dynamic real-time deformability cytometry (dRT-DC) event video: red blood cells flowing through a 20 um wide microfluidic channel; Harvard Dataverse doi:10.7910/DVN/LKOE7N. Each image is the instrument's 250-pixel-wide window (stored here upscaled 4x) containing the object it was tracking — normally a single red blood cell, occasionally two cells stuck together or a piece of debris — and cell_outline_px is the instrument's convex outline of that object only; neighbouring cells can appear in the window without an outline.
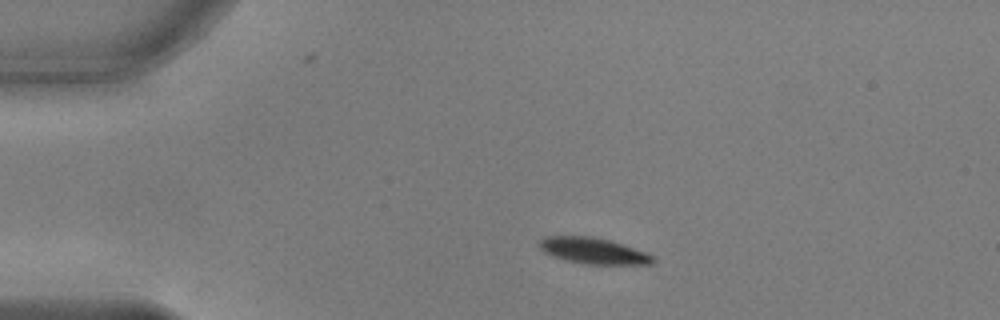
{"species": "common noctule bat (a hibernating species)", "species_latin": "Nyctalus noctula", "temperature_condition": "warm", "stored_images_in_passage": 43, "camera_frame_rate_fps": 3000, "um_per_image_px": 0.085, "animal": {"sex": "male", "body_mass_g": 17.9, "forearm_length_mm": 54.2}, "frame": {"image": 1, "passage_image": 1, "time_ms": 0.0, "image_size_px": [1000, 320], "cell_outline_px": [[656, 260], [652, 264], [584, 264], [552, 256], [544, 252], [540, 248], [540, 240], [544, 236], [592, 236], [608, 240], [644, 252], [652, 256]], "centroid_in_image_um": [50.4, 21.32], "position_along_channel_um": 34.6, "area_um2": 16.94}}
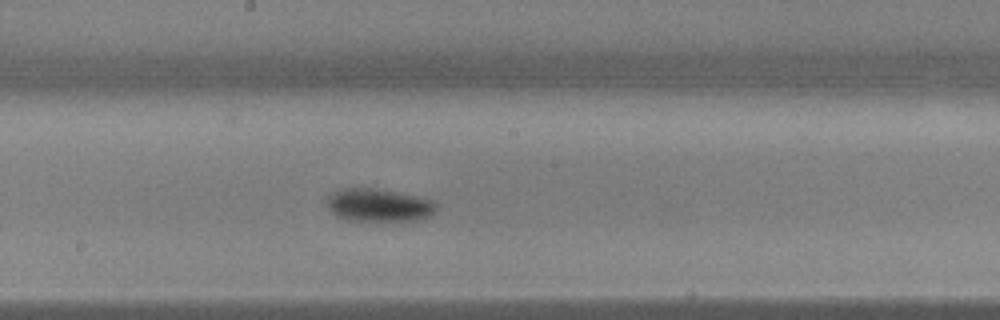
{"frame": {"image": 2, "passage_image": 19, "time_ms": 6.0, "image_size_px": [1000, 320], "cell_outline_px": [[436, 212], [428, 216], [416, 220], [348, 220], [336, 216], [328, 208], [328, 196], [340, 188], [376, 188], [416, 196], [432, 200], [436, 204]], "centroid_in_image_um": [32.18, 17.43], "position_along_channel_um": 216.0, "area_um2": 20.75}}
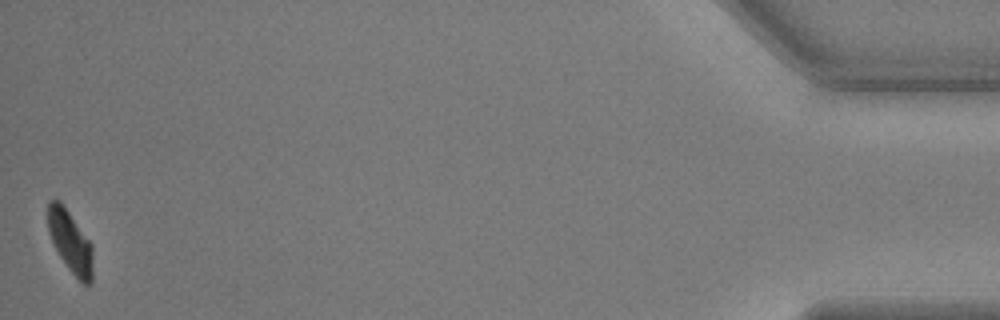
{"frame": {"image": 3, "passage_image": 43, "time_ms": 14.0, "image_size_px": [1000, 320], "cell_outline_px": [[92, 284], [84, 284], [68, 268], [60, 256], [48, 232], [48, 200], [60, 200], [92, 244]], "centroid_in_image_um": [5.98, 20.53], "position_along_channel_um": 429.2, "area_um2": 15.95}, "authors_computed_cell_mechanics": {"area_um2": 18.8428, "velocity_mm_per_s": 3.7734, "shape_relaxation_time_tau1_ms": 1.4916, "shape_relaxation_time_tau2_ms": null, "deformation_change_tau1": 0.1331, "deformation_change_tau2": null}}